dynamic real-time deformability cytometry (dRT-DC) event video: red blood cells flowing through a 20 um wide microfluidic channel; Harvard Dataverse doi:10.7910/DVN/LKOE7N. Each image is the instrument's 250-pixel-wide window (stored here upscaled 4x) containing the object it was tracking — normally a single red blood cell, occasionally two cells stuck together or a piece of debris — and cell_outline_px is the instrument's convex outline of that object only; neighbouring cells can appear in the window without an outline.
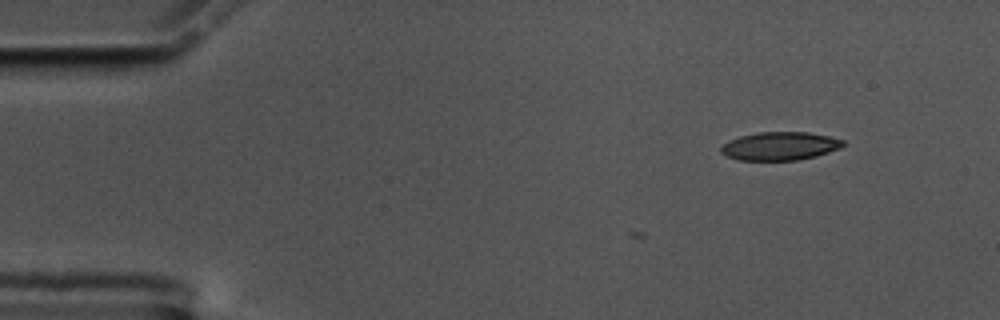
{"species": "common noctule bat (a hibernating species)", "species_latin": "Nyctalus noctula", "temperature_condition": "cold", "stored_images_in_passage": 4, "camera_frame_rate_fps": 3000, "um_per_image_px": 0.085, "animal": {"sex": "male", "body_mass_g": 17.5, "forearm_length_mm": 52.3}, "frame": {"image": 1, "passage_image": 1, "time_ms": 0.0, "image_size_px": [1000, 320], "cell_outline_px": [[844, 144], [840, 148], [816, 156], [796, 160], [740, 160], [728, 156], [720, 152], [720, 148], [728, 140], [740, 136], [756, 132], [808, 132], [828, 136], [844, 140]], "centroid_in_image_um": [66.28, 12.41], "position_along_channel_um": 18.7, "area_um2": 20.06}}